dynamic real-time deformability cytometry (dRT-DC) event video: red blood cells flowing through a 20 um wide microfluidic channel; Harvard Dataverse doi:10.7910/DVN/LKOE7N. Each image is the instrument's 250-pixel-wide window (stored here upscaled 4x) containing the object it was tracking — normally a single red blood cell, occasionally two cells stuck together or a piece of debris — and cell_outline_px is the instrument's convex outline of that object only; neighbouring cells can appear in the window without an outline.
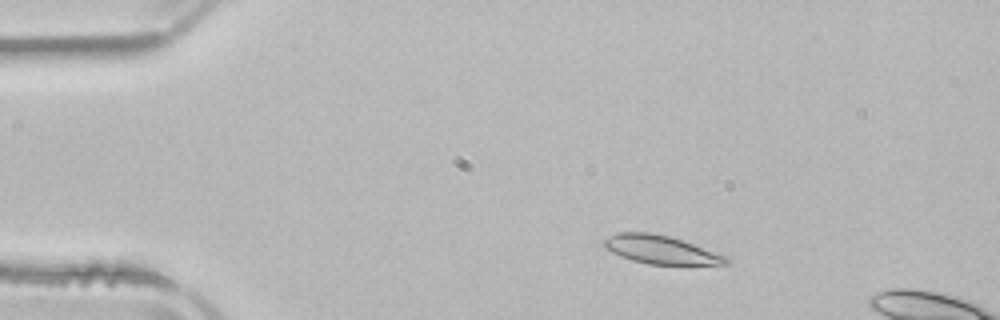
{"species": "common noctule bat (a hibernating species)", "species_latin": "Nyctalus noctula", "temperature_condition": "room temperature", "stored_images_in_passage": 3, "camera_frame_rate_fps": 3000, "um_per_image_px": 0.085, "animal": {"sex": "male", "body_mass_g": 21.5, "forearm_length_mm": 52.0}, "frame": {"image": 1, "passage_image": 2, "time_ms": 1.667, "image_size_px": [1000, 320], "cell_outline_px": [[732, 264], [648, 264], [632, 260], [620, 256], [604, 248], [604, 240], [608, 236], [616, 232], [648, 232], [668, 236], [728, 256], [732, 260]], "centroid_in_image_um": [56.17, 21.22], "position_along_channel_um": 28.8, "area_um2": 20.06}}